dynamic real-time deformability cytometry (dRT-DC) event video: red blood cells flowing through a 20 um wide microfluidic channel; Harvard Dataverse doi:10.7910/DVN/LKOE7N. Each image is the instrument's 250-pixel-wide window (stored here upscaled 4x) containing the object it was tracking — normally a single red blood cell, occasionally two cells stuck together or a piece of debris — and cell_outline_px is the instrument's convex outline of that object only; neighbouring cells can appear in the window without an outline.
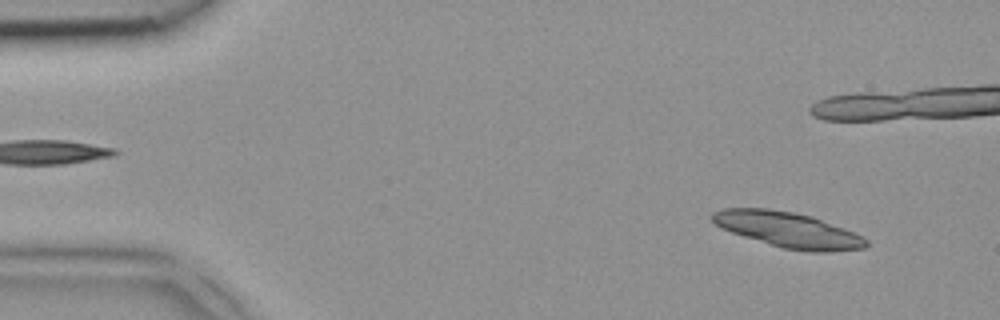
{"species": "common noctule bat (a hibernating species)", "species_latin": "Nyctalus noctula", "temperature_condition": "room temperature", "stored_images_in_passage": 8, "camera_frame_rate_fps": 3000, "um_per_image_px": 0.085, "animal": {"sex": "female", "body_mass_g": 18.4}, "frame": {"image": 1, "passage_image": 1, "time_ms": 0.0, "image_size_px": [1000, 320], "cell_outline_px": [[868, 244], [864, 248], [828, 252], [808, 252], [784, 248], [744, 236], [720, 228], [708, 216], [712, 212], [724, 208], [768, 208], [792, 212], [812, 216], [864, 236], [868, 240]], "centroid_in_image_um": [66.98, 19.52], "position_along_channel_um": 18.0, "area_um2": 31.67}}
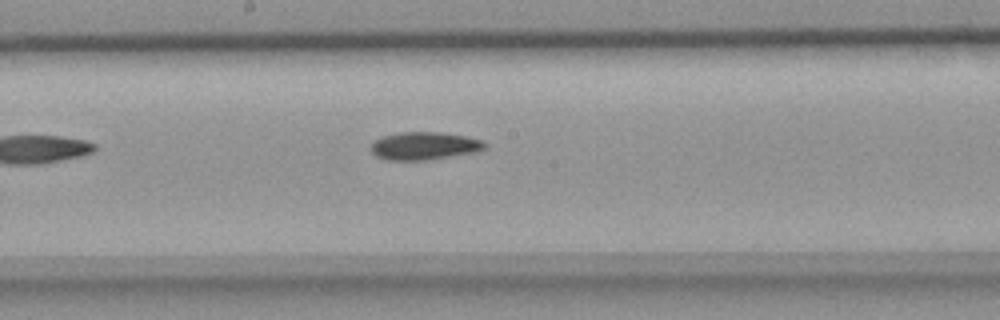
{"frame": {"image": 2, "passage_image": 8, "time_ms": 2.333, "image_size_px": [1000, 320], "cell_outline_px": [[488, 144], [484, 148], [476, 152], [432, 160], [388, 160], [376, 156], [368, 148], [380, 136], [400, 132], [440, 132], [464, 136], [484, 140]], "centroid_in_image_um": [36.07, 12.4], "position_along_channel_um": 212.1, "area_um2": 18.73}}